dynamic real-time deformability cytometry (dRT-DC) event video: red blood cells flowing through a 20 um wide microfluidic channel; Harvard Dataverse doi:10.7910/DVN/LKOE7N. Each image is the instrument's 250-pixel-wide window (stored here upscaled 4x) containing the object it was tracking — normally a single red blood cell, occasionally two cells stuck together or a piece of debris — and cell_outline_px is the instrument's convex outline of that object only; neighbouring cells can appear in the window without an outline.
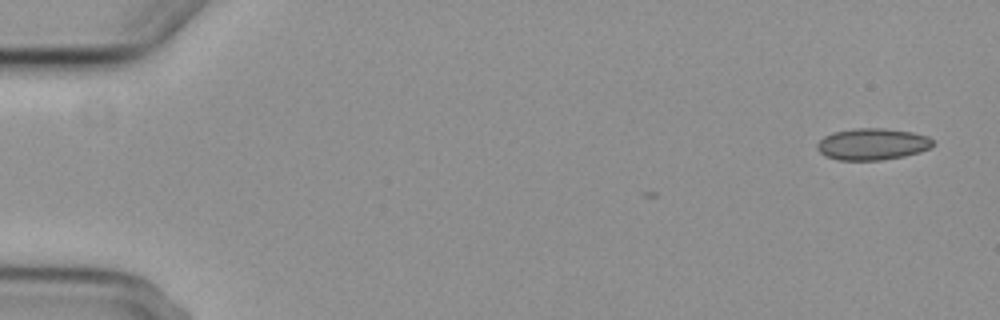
{"species": "common noctule bat (a hibernating species)", "species_latin": "Nyctalus noctula", "temperature_condition": "cold", "stored_images_in_passage": 2, "camera_frame_rate_fps": 3000, "um_per_image_px": 0.085, "animal": {"sex": "female", "body_mass_g": 29.2, "forearm_length_mm": 56.3}, "frame": {"image": 1, "passage_image": 2, "time_ms": 1.333, "image_size_px": [1000, 320], "cell_outline_px": [[936, 144], [932, 148], [920, 152], [904, 156], [884, 160], [836, 160], [824, 156], [816, 148], [816, 144], [824, 136], [832, 132], [856, 128], [884, 128], [912, 132], [928, 136]], "centroid_in_image_um": [74.16, 12.25], "position_along_channel_um": 10.8, "area_um2": 21.68}}